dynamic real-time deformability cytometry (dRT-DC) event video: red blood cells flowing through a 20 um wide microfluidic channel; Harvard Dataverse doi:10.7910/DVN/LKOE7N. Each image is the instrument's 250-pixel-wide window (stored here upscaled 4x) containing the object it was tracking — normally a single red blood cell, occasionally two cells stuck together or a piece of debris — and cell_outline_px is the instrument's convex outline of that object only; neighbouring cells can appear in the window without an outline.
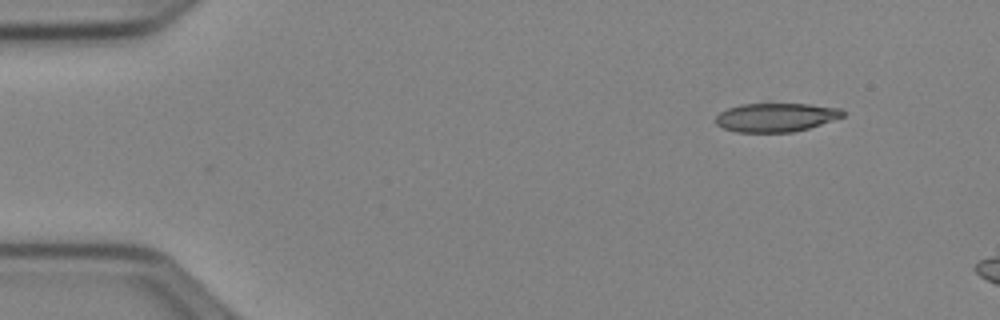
{"species": "Egyptian fruit bat (a non-hibernating species)", "species_latin": "Rousettus aegyptiacus", "temperature_condition": "cold", "stored_images_in_passage": 11, "camera_frame_rate_fps": 3000, "um_per_image_px": 0.085, "animal": {"sex": "female"}, "frame": {"image": 1, "passage_image": 1, "time_ms": 0.0, "image_size_px": [1000, 320], "cell_outline_px": [[844, 116], [808, 128], [792, 132], [736, 132], [724, 128], [716, 124], [716, 116], [720, 112], [728, 108], [740, 104], [808, 104], [840, 108], [844, 112]], "centroid_in_image_um": [65.93, 9.97], "position_along_channel_um": 19.1, "area_um2": 21.1}}